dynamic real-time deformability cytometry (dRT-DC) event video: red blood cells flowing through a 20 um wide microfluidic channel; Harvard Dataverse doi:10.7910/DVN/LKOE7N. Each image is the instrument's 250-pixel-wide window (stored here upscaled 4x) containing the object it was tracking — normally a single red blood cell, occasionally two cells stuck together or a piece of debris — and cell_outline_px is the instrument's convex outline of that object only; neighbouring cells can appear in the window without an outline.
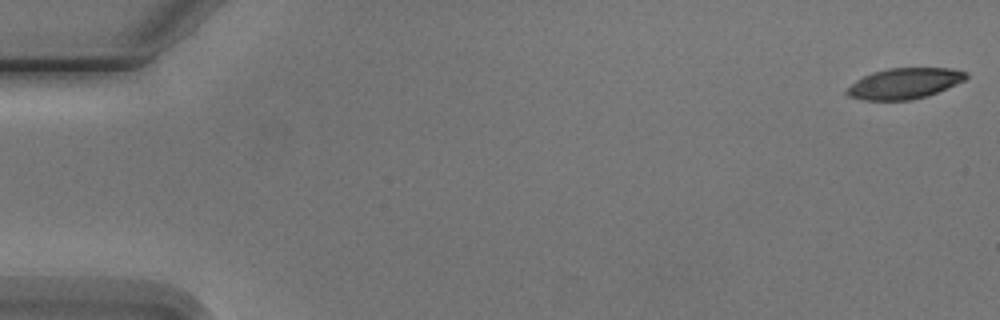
{"species": "Egyptian fruit bat (a non-hibernating species)", "species_latin": "Rousettus aegyptiacus", "temperature_condition": "cold", "stored_images_in_passage": 8, "camera_frame_rate_fps": 3000, "um_per_image_px": 0.085, "animal": {"sex": "male"}, "frame": {"image": 1, "passage_image": 1, "time_ms": 0.0, "image_size_px": [1000, 320], "cell_outline_px": [[968, 76], [964, 80], [956, 84], [936, 92], [912, 100], [864, 100], [848, 96], [844, 92], [856, 80], [872, 72], [888, 68], [948, 68], [964, 72]], "centroid_in_image_um": [76.82, 7.09], "position_along_channel_um": 8.2, "area_um2": 21.04}}
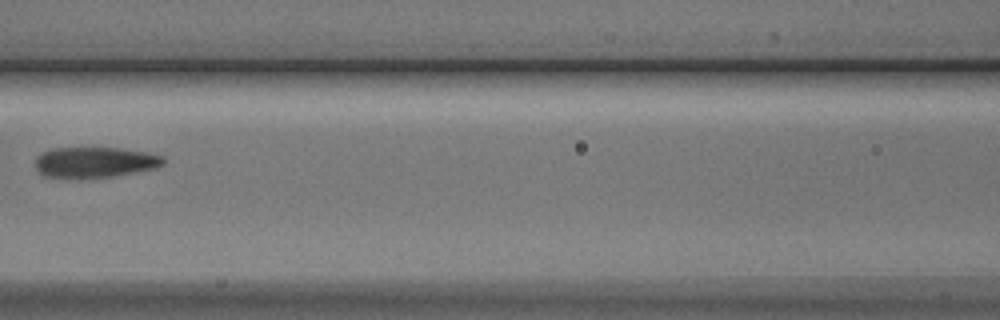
{"frame": {"image": 2, "passage_image": 7, "time_ms": 8.0, "image_size_px": [1000, 320], "cell_outline_px": [[164, 164], [156, 168], [112, 176], [80, 180], [72, 180], [44, 176], [36, 168], [36, 156], [52, 148], [120, 148], [144, 152], [164, 156]], "centroid_in_image_um": [8.02, 13.82], "position_along_channel_um": 158.6, "area_um2": 23.24}}
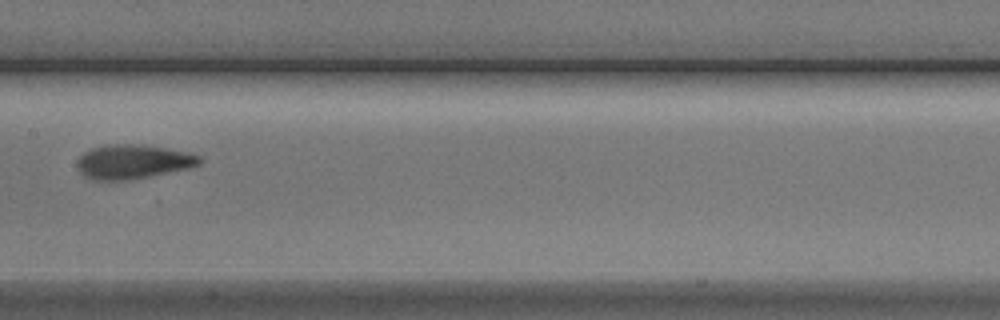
{"frame": {"image": 3, "passage_image": 8, "time_ms": 9.0, "image_size_px": [1000, 320], "cell_outline_px": [[200, 164], [188, 168], [128, 180], [92, 180], [84, 176], [80, 172], [76, 164], [76, 160], [84, 152], [92, 148], [104, 144], [140, 144], [188, 152], [200, 156]], "centroid_in_image_um": [11.24, 13.74], "position_along_channel_um": 196.2, "area_um2": 24.33}}